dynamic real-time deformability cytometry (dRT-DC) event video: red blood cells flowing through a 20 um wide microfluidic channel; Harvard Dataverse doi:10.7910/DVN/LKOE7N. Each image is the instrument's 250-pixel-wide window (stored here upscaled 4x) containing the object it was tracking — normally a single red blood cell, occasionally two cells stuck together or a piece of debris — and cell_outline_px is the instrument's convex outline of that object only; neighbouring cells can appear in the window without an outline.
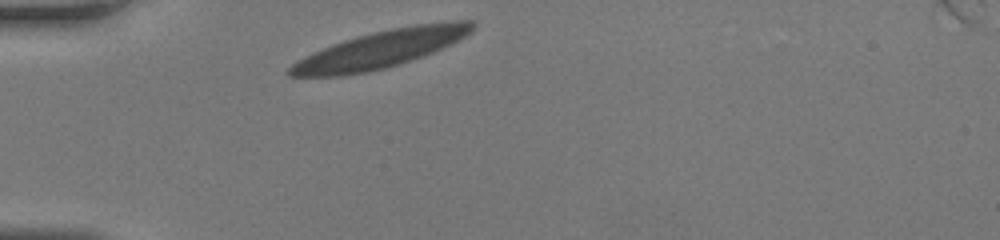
{"species": "human", "species_latin": "Homo sapiens", "temperature_condition": "room temperature", "stored_images_in_passage": 29, "camera_frame_rate_fps": 3000, "um_per_image_px": 0.085, "donor": {"sex": "female"}, "frame": {"image": 1, "passage_image": 1, "time_ms": 0.0, "image_size_px": [1000, 240], "cell_outline_px": [[476, 24], [472, 32], [424, 56], [384, 68], [368, 72], [340, 76], [288, 76], [284, 72], [292, 64], [332, 44], [356, 36], [392, 28], [416, 24], [452, 20], [476, 20]], "centroid_in_image_um": [32.38, 4.17], "position_along_channel_um": 52.6, "area_um2": 39.25}}
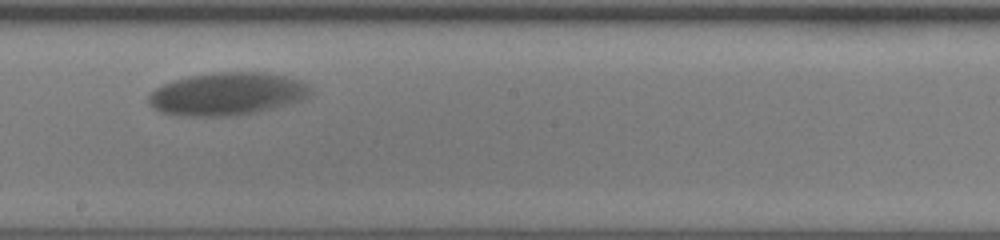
{"frame": {"image": 2, "passage_image": 17, "time_ms": 5.333, "image_size_px": [1000, 240], "cell_outline_px": [[312, 96], [304, 100], [276, 108], [256, 112], [228, 116], [180, 116], [160, 112], [152, 108], [148, 104], [148, 92], [172, 80], [188, 76], [216, 72], [264, 72], [288, 76], [304, 80], [308, 84], [312, 92]], "centroid_in_image_um": [19.34, 7.98], "position_along_channel_um": 228.9, "area_um2": 41.15}}
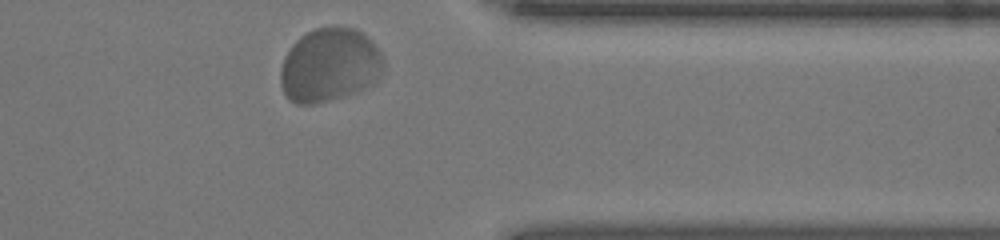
{"frame": {"image": 3, "passage_image": 29, "time_ms": 9.333, "image_size_px": [1000, 240], "cell_outline_px": [[384, 64], [376, 84], [360, 92], [312, 104], [296, 104], [284, 92], [280, 84], [280, 68], [284, 56], [292, 44], [300, 36], [316, 28], [336, 24], [352, 28], [364, 32], [372, 40], [380, 52], [384, 60]], "centroid_in_image_um": [28.04, 5.51], "position_along_channel_um": 383.4, "area_um2": 45.08}}